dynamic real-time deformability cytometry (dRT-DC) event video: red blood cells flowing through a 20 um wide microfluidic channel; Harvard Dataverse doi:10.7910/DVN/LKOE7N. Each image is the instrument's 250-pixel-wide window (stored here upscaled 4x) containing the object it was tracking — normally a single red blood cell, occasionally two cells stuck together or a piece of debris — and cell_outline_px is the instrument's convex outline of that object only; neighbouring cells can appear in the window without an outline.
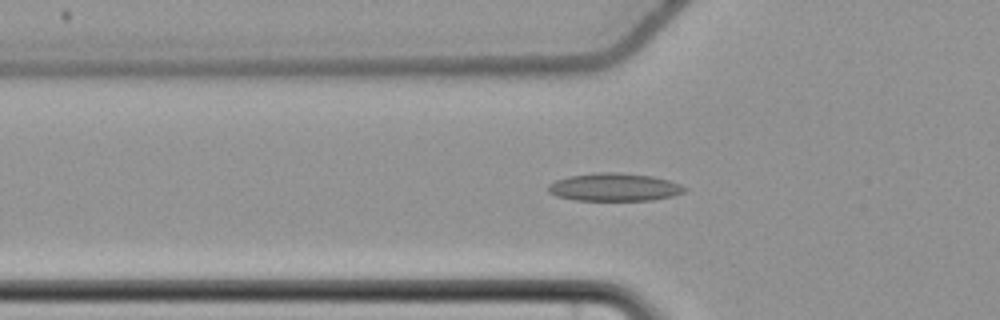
{"species": "common noctule bat (a hibernating species)", "species_latin": "Nyctalus noctula", "temperature_condition": "cold", "stored_images_in_passage": 44, "camera_frame_rate_fps": 3000, "um_per_image_px": 0.085, "animal": {"sex": "female", "body_mass_g": 22.7, "forearm_length_mm": 54.2}, "frame": {"image": 1, "passage_image": 13, "time_ms": 4.0, "image_size_px": [1000, 320], "cell_outline_px": [[688, 188], [684, 192], [672, 196], [652, 200], [576, 200], [556, 196], [548, 192], [548, 184], [556, 180], [568, 176], [596, 172], [616, 172], [652, 176], [668, 180], [680, 184]], "centroid_in_image_um": [52.2, 15.9], "position_along_channel_um": 73.6, "area_um2": 22.2}}
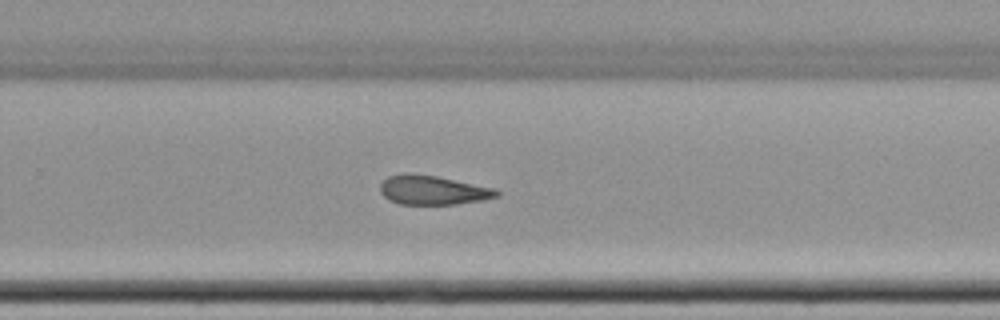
{"frame": {"image": 2, "passage_image": 31, "time_ms": 10.0, "image_size_px": [1000, 320], "cell_outline_px": [[500, 196], [484, 200], [456, 204], [400, 204], [388, 200], [380, 192], [380, 184], [388, 176], [404, 172], [408, 172], [436, 176], [496, 188], [500, 192]], "centroid_in_image_um": [36.8, 16.15], "position_along_channel_um": 293.0, "area_um2": 20.06}}
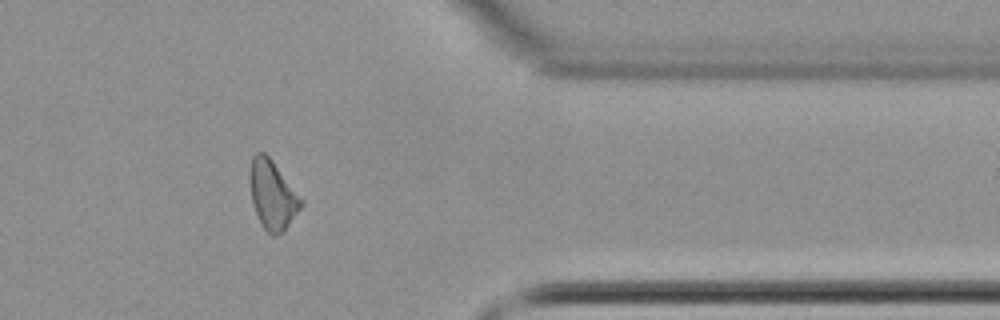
{"frame": {"image": 3, "passage_image": 40, "time_ms": 13.0, "image_size_px": [1000, 320], "cell_outline_px": [[304, 200], [300, 208], [284, 232], [276, 236], [272, 236], [264, 228], [256, 212], [252, 200], [252, 156], [256, 152], [264, 152], [272, 160]], "centroid_in_image_um": [23.21, 16.6], "position_along_channel_um": 388.2, "area_um2": 19.88}, "authors_computed_cell_mechanics": {"area_um2": 20.8369, "velocity_mm_per_s": 3.6731, "shape_relaxation_time_tau1_ms": null, "shape_relaxation_time_tau2_ms": 4.9264, "deformation_change_tau1": null, "deformation_change_tau2": 0.1434}}